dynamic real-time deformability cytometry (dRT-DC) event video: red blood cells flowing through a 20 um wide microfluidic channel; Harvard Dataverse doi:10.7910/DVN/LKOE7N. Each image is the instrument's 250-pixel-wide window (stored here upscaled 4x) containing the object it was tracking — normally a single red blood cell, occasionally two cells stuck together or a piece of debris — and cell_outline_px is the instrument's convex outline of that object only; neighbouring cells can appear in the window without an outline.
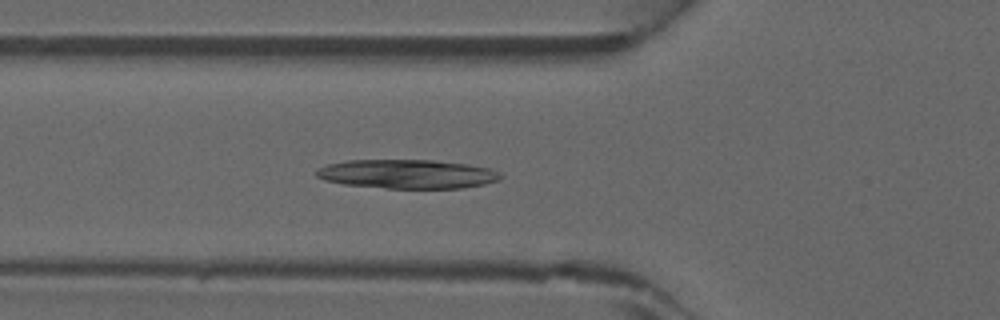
{"species": "common noctule bat (a hibernating species)", "species_latin": "Nyctalus noctula", "temperature_condition": "warm", "stored_images_in_passage": 32, "camera_frame_rate_fps": 3000, "um_per_image_px": 0.085, "animal": {"sex": "male", "forearm_length_mm": 52.5}, "frame": {"image": 1, "passage_image": 2, "time_ms": 0.333, "image_size_px": [1000, 320], "cell_outline_px": [[504, 176], [500, 180], [484, 184], [460, 188], [388, 188], [344, 184], [324, 180], [316, 176], [316, 172], [320, 168], [328, 164], [348, 160], [432, 160], [468, 164], [492, 168], [500, 172]], "centroid_in_image_um": [34.68, 14.79], "position_along_channel_um": 91.1, "area_um2": 31.15}}
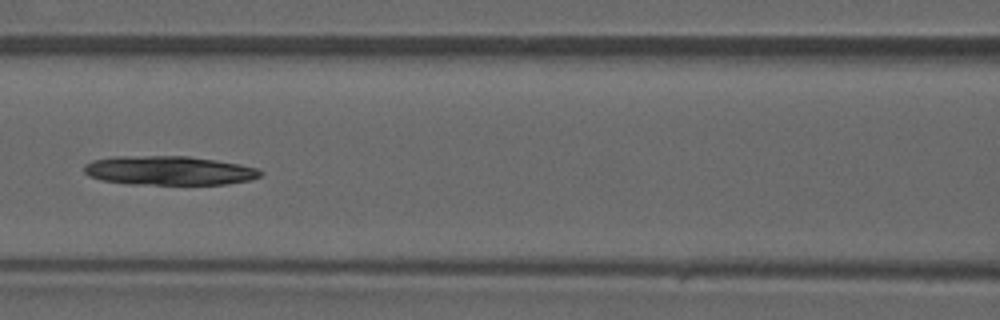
{"frame": {"image": 2, "passage_image": 6, "time_ms": 1.667, "image_size_px": [1000, 320], "cell_outline_px": [[264, 172], [260, 176], [252, 180], [228, 184], [128, 184], [100, 180], [88, 176], [84, 172], [84, 164], [92, 160], [112, 156], [188, 156], [216, 160], [240, 164], [256, 168]], "centroid_in_image_um": [14.34, 14.49], "position_along_channel_um": 152.3, "area_um2": 30.17}}
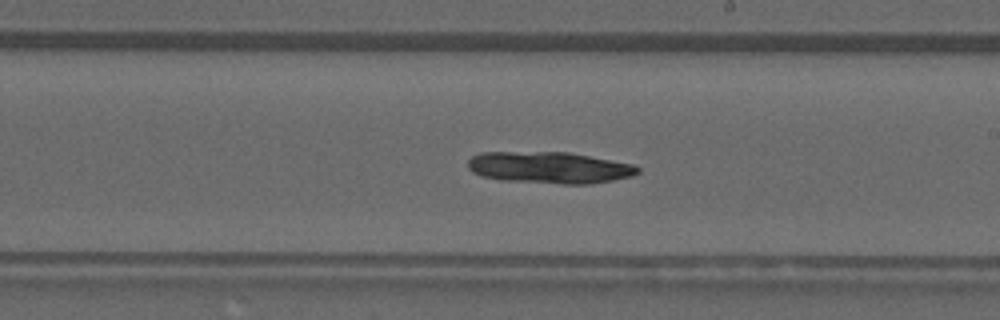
{"frame": {"image": 3, "passage_image": 12, "time_ms": 3.667, "image_size_px": [1000, 320], "cell_outline_px": [[640, 172], [632, 176], [592, 184], [564, 184], [504, 180], [480, 176], [472, 172], [468, 168], [468, 160], [472, 156], [480, 152], [568, 152], [632, 164], [640, 168]], "centroid_in_image_um": [46.68, 14.24], "position_along_channel_um": 242.3, "area_um2": 31.27}}